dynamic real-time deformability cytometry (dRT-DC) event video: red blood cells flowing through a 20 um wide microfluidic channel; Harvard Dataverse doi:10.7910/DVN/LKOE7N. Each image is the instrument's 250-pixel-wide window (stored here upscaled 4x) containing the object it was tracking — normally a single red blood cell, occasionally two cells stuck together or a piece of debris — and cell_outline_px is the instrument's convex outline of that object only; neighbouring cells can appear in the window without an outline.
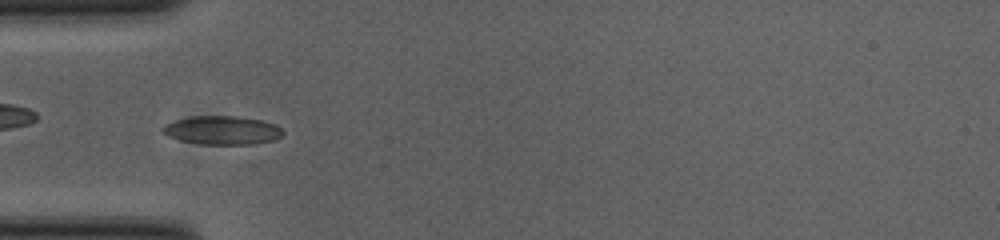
{"species": "common noctule bat (a hibernating species)", "species_latin": "Nyctalus noctula", "temperature_condition": "cold", "stored_images_in_passage": 52, "camera_frame_rate_fps": 3000, "um_per_image_px": 0.085, "animal": {"sex": "female", "body_mass_g": 23.0, "forearm_length_mm": 53.4}, "frame": {"image": 1, "passage_image": 16, "time_ms": 5.0, "image_size_px": [1000, 240], "cell_outline_px": [[284, 132], [280, 136], [272, 140], [252, 144], [200, 144], [180, 140], [168, 136], [160, 132], [160, 128], [164, 124], [172, 120], [192, 116], [236, 116], [260, 120], [276, 124]], "centroid_in_image_um": [18.81, 11.06], "position_along_channel_um": 66.2, "area_um2": 20.11}, "authors_computed_cell_mechanics": {"area_um2": 18.2648, "velocity_mm_per_s": 3.8687, "shape_relaxation_time_tau1_ms": 8.274, "shape_relaxation_time_tau2_ms": 1.67, "deformation_change_tau1": 0.1841, "deformation_change_tau2": 0.0654}}